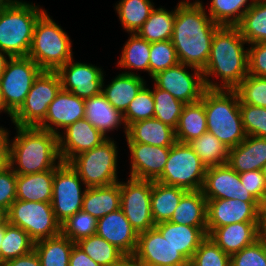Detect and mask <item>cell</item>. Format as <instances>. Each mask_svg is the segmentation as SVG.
Segmentation results:
<instances>
[{"label":"cell","instance_id":"38","mask_svg":"<svg viewBox=\"0 0 266 266\" xmlns=\"http://www.w3.org/2000/svg\"><path fill=\"white\" fill-rule=\"evenodd\" d=\"M188 144L199 156L206 168L227 164L229 148L210 132H205L200 137L191 140Z\"/></svg>","mask_w":266,"mask_h":266},{"label":"cell","instance_id":"32","mask_svg":"<svg viewBox=\"0 0 266 266\" xmlns=\"http://www.w3.org/2000/svg\"><path fill=\"white\" fill-rule=\"evenodd\" d=\"M187 190L152 181L151 213L155 225L169 221Z\"/></svg>","mask_w":266,"mask_h":266},{"label":"cell","instance_id":"63","mask_svg":"<svg viewBox=\"0 0 266 266\" xmlns=\"http://www.w3.org/2000/svg\"><path fill=\"white\" fill-rule=\"evenodd\" d=\"M4 234H5V224L0 226V246H1V242L3 241V238H4Z\"/></svg>","mask_w":266,"mask_h":266},{"label":"cell","instance_id":"1","mask_svg":"<svg viewBox=\"0 0 266 266\" xmlns=\"http://www.w3.org/2000/svg\"><path fill=\"white\" fill-rule=\"evenodd\" d=\"M205 10L200 0L179 2L171 39L179 62L201 71L208 62L214 33L220 27Z\"/></svg>","mask_w":266,"mask_h":266},{"label":"cell","instance_id":"51","mask_svg":"<svg viewBox=\"0 0 266 266\" xmlns=\"http://www.w3.org/2000/svg\"><path fill=\"white\" fill-rule=\"evenodd\" d=\"M17 174L9 164L0 168V207L7 212L11 204L16 200Z\"/></svg>","mask_w":266,"mask_h":266},{"label":"cell","instance_id":"52","mask_svg":"<svg viewBox=\"0 0 266 266\" xmlns=\"http://www.w3.org/2000/svg\"><path fill=\"white\" fill-rule=\"evenodd\" d=\"M242 185L262 205H266V181L261 170L239 174Z\"/></svg>","mask_w":266,"mask_h":266},{"label":"cell","instance_id":"53","mask_svg":"<svg viewBox=\"0 0 266 266\" xmlns=\"http://www.w3.org/2000/svg\"><path fill=\"white\" fill-rule=\"evenodd\" d=\"M248 74L266 78V42L250 44Z\"/></svg>","mask_w":266,"mask_h":266},{"label":"cell","instance_id":"42","mask_svg":"<svg viewBox=\"0 0 266 266\" xmlns=\"http://www.w3.org/2000/svg\"><path fill=\"white\" fill-rule=\"evenodd\" d=\"M76 244L100 266H112L125 255L97 234L82 238Z\"/></svg>","mask_w":266,"mask_h":266},{"label":"cell","instance_id":"29","mask_svg":"<svg viewBox=\"0 0 266 266\" xmlns=\"http://www.w3.org/2000/svg\"><path fill=\"white\" fill-rule=\"evenodd\" d=\"M54 173L55 169H51L29 175H17L16 199L51 203Z\"/></svg>","mask_w":266,"mask_h":266},{"label":"cell","instance_id":"47","mask_svg":"<svg viewBox=\"0 0 266 266\" xmlns=\"http://www.w3.org/2000/svg\"><path fill=\"white\" fill-rule=\"evenodd\" d=\"M242 104L266 108V78L247 75L235 89Z\"/></svg>","mask_w":266,"mask_h":266},{"label":"cell","instance_id":"37","mask_svg":"<svg viewBox=\"0 0 266 266\" xmlns=\"http://www.w3.org/2000/svg\"><path fill=\"white\" fill-rule=\"evenodd\" d=\"M150 0H120L115 6L124 30L135 34L154 9Z\"/></svg>","mask_w":266,"mask_h":266},{"label":"cell","instance_id":"20","mask_svg":"<svg viewBox=\"0 0 266 266\" xmlns=\"http://www.w3.org/2000/svg\"><path fill=\"white\" fill-rule=\"evenodd\" d=\"M84 116V99L61 88L55 99L49 104L45 119L37 127L59 135V127L65 129L83 119Z\"/></svg>","mask_w":266,"mask_h":266},{"label":"cell","instance_id":"16","mask_svg":"<svg viewBox=\"0 0 266 266\" xmlns=\"http://www.w3.org/2000/svg\"><path fill=\"white\" fill-rule=\"evenodd\" d=\"M201 190L207 200L236 199L258 202L242 185L239 173L228 164L208 167Z\"/></svg>","mask_w":266,"mask_h":266},{"label":"cell","instance_id":"22","mask_svg":"<svg viewBox=\"0 0 266 266\" xmlns=\"http://www.w3.org/2000/svg\"><path fill=\"white\" fill-rule=\"evenodd\" d=\"M96 234L116 246L125 255H134L138 233L121 209L97 219Z\"/></svg>","mask_w":266,"mask_h":266},{"label":"cell","instance_id":"65","mask_svg":"<svg viewBox=\"0 0 266 266\" xmlns=\"http://www.w3.org/2000/svg\"><path fill=\"white\" fill-rule=\"evenodd\" d=\"M178 266H193L191 261H187L184 264L178 265Z\"/></svg>","mask_w":266,"mask_h":266},{"label":"cell","instance_id":"41","mask_svg":"<svg viewBox=\"0 0 266 266\" xmlns=\"http://www.w3.org/2000/svg\"><path fill=\"white\" fill-rule=\"evenodd\" d=\"M253 1L247 4L248 0H211L208 15L220 26H237Z\"/></svg>","mask_w":266,"mask_h":266},{"label":"cell","instance_id":"34","mask_svg":"<svg viewBox=\"0 0 266 266\" xmlns=\"http://www.w3.org/2000/svg\"><path fill=\"white\" fill-rule=\"evenodd\" d=\"M75 243L60 233L34 242V250L42 266H69L70 253Z\"/></svg>","mask_w":266,"mask_h":266},{"label":"cell","instance_id":"5","mask_svg":"<svg viewBox=\"0 0 266 266\" xmlns=\"http://www.w3.org/2000/svg\"><path fill=\"white\" fill-rule=\"evenodd\" d=\"M46 10L39 6L16 0L0 7V51L11 57L27 56L38 18Z\"/></svg>","mask_w":266,"mask_h":266},{"label":"cell","instance_id":"36","mask_svg":"<svg viewBox=\"0 0 266 266\" xmlns=\"http://www.w3.org/2000/svg\"><path fill=\"white\" fill-rule=\"evenodd\" d=\"M237 27L247 44L266 42V0H254Z\"/></svg>","mask_w":266,"mask_h":266},{"label":"cell","instance_id":"15","mask_svg":"<svg viewBox=\"0 0 266 266\" xmlns=\"http://www.w3.org/2000/svg\"><path fill=\"white\" fill-rule=\"evenodd\" d=\"M57 73L62 89L84 100L100 94L104 88L103 71L92 64L74 62L72 58Z\"/></svg>","mask_w":266,"mask_h":266},{"label":"cell","instance_id":"59","mask_svg":"<svg viewBox=\"0 0 266 266\" xmlns=\"http://www.w3.org/2000/svg\"><path fill=\"white\" fill-rule=\"evenodd\" d=\"M8 56V58H7ZM11 56L3 51H0V76L2 72L5 70L8 62L10 61ZM8 59V60H7Z\"/></svg>","mask_w":266,"mask_h":266},{"label":"cell","instance_id":"4","mask_svg":"<svg viewBox=\"0 0 266 266\" xmlns=\"http://www.w3.org/2000/svg\"><path fill=\"white\" fill-rule=\"evenodd\" d=\"M204 104L207 130L227 148H233L246 138L240 114V100L235 90L206 89Z\"/></svg>","mask_w":266,"mask_h":266},{"label":"cell","instance_id":"45","mask_svg":"<svg viewBox=\"0 0 266 266\" xmlns=\"http://www.w3.org/2000/svg\"><path fill=\"white\" fill-rule=\"evenodd\" d=\"M176 49L171 40L153 42L150 46L149 75L158 73L179 64Z\"/></svg>","mask_w":266,"mask_h":266},{"label":"cell","instance_id":"7","mask_svg":"<svg viewBox=\"0 0 266 266\" xmlns=\"http://www.w3.org/2000/svg\"><path fill=\"white\" fill-rule=\"evenodd\" d=\"M111 138L91 150L73 157L68 163L78 173L85 188L104 187L118 183V150Z\"/></svg>","mask_w":266,"mask_h":266},{"label":"cell","instance_id":"13","mask_svg":"<svg viewBox=\"0 0 266 266\" xmlns=\"http://www.w3.org/2000/svg\"><path fill=\"white\" fill-rule=\"evenodd\" d=\"M120 209L139 234L155 227L151 213L152 181L130 178L120 182Z\"/></svg>","mask_w":266,"mask_h":266},{"label":"cell","instance_id":"27","mask_svg":"<svg viewBox=\"0 0 266 266\" xmlns=\"http://www.w3.org/2000/svg\"><path fill=\"white\" fill-rule=\"evenodd\" d=\"M84 105V118L87 119L105 137H107V131L109 132L118 128L122 123H124V132L126 135L127 127L125 125L123 113L115 109L102 92L85 99Z\"/></svg>","mask_w":266,"mask_h":266},{"label":"cell","instance_id":"28","mask_svg":"<svg viewBox=\"0 0 266 266\" xmlns=\"http://www.w3.org/2000/svg\"><path fill=\"white\" fill-rule=\"evenodd\" d=\"M146 81L134 72H122L102 89L103 95L117 110L124 113Z\"/></svg>","mask_w":266,"mask_h":266},{"label":"cell","instance_id":"12","mask_svg":"<svg viewBox=\"0 0 266 266\" xmlns=\"http://www.w3.org/2000/svg\"><path fill=\"white\" fill-rule=\"evenodd\" d=\"M81 182L83 183L78 173L69 163L61 162L55 168L51 205L60 224L82 210L86 188L81 190Z\"/></svg>","mask_w":266,"mask_h":266},{"label":"cell","instance_id":"50","mask_svg":"<svg viewBox=\"0 0 266 266\" xmlns=\"http://www.w3.org/2000/svg\"><path fill=\"white\" fill-rule=\"evenodd\" d=\"M230 266H266V243L260 238L230 256Z\"/></svg>","mask_w":266,"mask_h":266},{"label":"cell","instance_id":"8","mask_svg":"<svg viewBox=\"0 0 266 266\" xmlns=\"http://www.w3.org/2000/svg\"><path fill=\"white\" fill-rule=\"evenodd\" d=\"M206 169L188 143L176 141L170 147L163 173L156 181L187 191L201 190Z\"/></svg>","mask_w":266,"mask_h":266},{"label":"cell","instance_id":"33","mask_svg":"<svg viewBox=\"0 0 266 266\" xmlns=\"http://www.w3.org/2000/svg\"><path fill=\"white\" fill-rule=\"evenodd\" d=\"M207 119L201 100L185 104L175 129L176 141L189 143L207 132Z\"/></svg>","mask_w":266,"mask_h":266},{"label":"cell","instance_id":"26","mask_svg":"<svg viewBox=\"0 0 266 266\" xmlns=\"http://www.w3.org/2000/svg\"><path fill=\"white\" fill-rule=\"evenodd\" d=\"M127 143H143L159 147H171L175 142V130L156 118L130 124L126 133Z\"/></svg>","mask_w":266,"mask_h":266},{"label":"cell","instance_id":"55","mask_svg":"<svg viewBox=\"0 0 266 266\" xmlns=\"http://www.w3.org/2000/svg\"><path fill=\"white\" fill-rule=\"evenodd\" d=\"M2 266H42L35 250L30 253L11 259L2 264Z\"/></svg>","mask_w":266,"mask_h":266},{"label":"cell","instance_id":"56","mask_svg":"<svg viewBox=\"0 0 266 266\" xmlns=\"http://www.w3.org/2000/svg\"><path fill=\"white\" fill-rule=\"evenodd\" d=\"M9 133L7 129L0 127V168L8 165L9 156Z\"/></svg>","mask_w":266,"mask_h":266},{"label":"cell","instance_id":"18","mask_svg":"<svg viewBox=\"0 0 266 266\" xmlns=\"http://www.w3.org/2000/svg\"><path fill=\"white\" fill-rule=\"evenodd\" d=\"M262 204L236 199L207 200V235L217 227L241 222H260Z\"/></svg>","mask_w":266,"mask_h":266},{"label":"cell","instance_id":"14","mask_svg":"<svg viewBox=\"0 0 266 266\" xmlns=\"http://www.w3.org/2000/svg\"><path fill=\"white\" fill-rule=\"evenodd\" d=\"M188 67L194 70V74L185 69ZM152 79L158 88L185 104L201 100L206 90L202 71L182 63L158 73Z\"/></svg>","mask_w":266,"mask_h":266},{"label":"cell","instance_id":"11","mask_svg":"<svg viewBox=\"0 0 266 266\" xmlns=\"http://www.w3.org/2000/svg\"><path fill=\"white\" fill-rule=\"evenodd\" d=\"M42 69L28 56L11 57L0 76V90L8 110L14 114L24 103Z\"/></svg>","mask_w":266,"mask_h":266},{"label":"cell","instance_id":"62","mask_svg":"<svg viewBox=\"0 0 266 266\" xmlns=\"http://www.w3.org/2000/svg\"><path fill=\"white\" fill-rule=\"evenodd\" d=\"M16 0H0V7L1 6H7L11 5L15 2Z\"/></svg>","mask_w":266,"mask_h":266},{"label":"cell","instance_id":"39","mask_svg":"<svg viewBox=\"0 0 266 266\" xmlns=\"http://www.w3.org/2000/svg\"><path fill=\"white\" fill-rule=\"evenodd\" d=\"M34 250V241L20 227L5 223V234L0 246L1 265L8 260L26 255Z\"/></svg>","mask_w":266,"mask_h":266},{"label":"cell","instance_id":"3","mask_svg":"<svg viewBox=\"0 0 266 266\" xmlns=\"http://www.w3.org/2000/svg\"><path fill=\"white\" fill-rule=\"evenodd\" d=\"M15 129L17 135L13 142L9 139L8 164L17 175L55 169L62 162L58 149V135L37 126H16Z\"/></svg>","mask_w":266,"mask_h":266},{"label":"cell","instance_id":"60","mask_svg":"<svg viewBox=\"0 0 266 266\" xmlns=\"http://www.w3.org/2000/svg\"><path fill=\"white\" fill-rule=\"evenodd\" d=\"M2 111L6 112L10 116V118H11V120L13 122V114L6 107L5 102L3 100V96H2L1 90H0V113Z\"/></svg>","mask_w":266,"mask_h":266},{"label":"cell","instance_id":"21","mask_svg":"<svg viewBox=\"0 0 266 266\" xmlns=\"http://www.w3.org/2000/svg\"><path fill=\"white\" fill-rule=\"evenodd\" d=\"M131 154L130 178L156 181L163 173L170 147L127 143Z\"/></svg>","mask_w":266,"mask_h":266},{"label":"cell","instance_id":"61","mask_svg":"<svg viewBox=\"0 0 266 266\" xmlns=\"http://www.w3.org/2000/svg\"><path fill=\"white\" fill-rule=\"evenodd\" d=\"M8 221V213L5 209L0 207V226L4 225Z\"/></svg>","mask_w":266,"mask_h":266},{"label":"cell","instance_id":"23","mask_svg":"<svg viewBox=\"0 0 266 266\" xmlns=\"http://www.w3.org/2000/svg\"><path fill=\"white\" fill-rule=\"evenodd\" d=\"M260 222H241L214 228L211 238L226 254L233 255L259 239Z\"/></svg>","mask_w":266,"mask_h":266},{"label":"cell","instance_id":"10","mask_svg":"<svg viewBox=\"0 0 266 266\" xmlns=\"http://www.w3.org/2000/svg\"><path fill=\"white\" fill-rule=\"evenodd\" d=\"M8 223L25 230L37 242L61 233L51 203L15 200L8 210Z\"/></svg>","mask_w":266,"mask_h":266},{"label":"cell","instance_id":"2","mask_svg":"<svg viewBox=\"0 0 266 266\" xmlns=\"http://www.w3.org/2000/svg\"><path fill=\"white\" fill-rule=\"evenodd\" d=\"M237 26H220L214 33L206 67L202 71L206 89L235 90L248 75V49ZM222 79L221 85L208 77Z\"/></svg>","mask_w":266,"mask_h":266},{"label":"cell","instance_id":"31","mask_svg":"<svg viewBox=\"0 0 266 266\" xmlns=\"http://www.w3.org/2000/svg\"><path fill=\"white\" fill-rule=\"evenodd\" d=\"M169 221L191 227H207V199L202 190L187 191Z\"/></svg>","mask_w":266,"mask_h":266},{"label":"cell","instance_id":"9","mask_svg":"<svg viewBox=\"0 0 266 266\" xmlns=\"http://www.w3.org/2000/svg\"><path fill=\"white\" fill-rule=\"evenodd\" d=\"M62 88L57 71L42 70L35 78L24 103L13 114L18 127L38 126L46 117L49 104Z\"/></svg>","mask_w":266,"mask_h":266},{"label":"cell","instance_id":"40","mask_svg":"<svg viewBox=\"0 0 266 266\" xmlns=\"http://www.w3.org/2000/svg\"><path fill=\"white\" fill-rule=\"evenodd\" d=\"M150 46L151 43L140 38L136 33L130 34V38L123 47L118 66L149 73Z\"/></svg>","mask_w":266,"mask_h":266},{"label":"cell","instance_id":"64","mask_svg":"<svg viewBox=\"0 0 266 266\" xmlns=\"http://www.w3.org/2000/svg\"><path fill=\"white\" fill-rule=\"evenodd\" d=\"M261 172L265 178V181H266V163L263 165L262 169H261Z\"/></svg>","mask_w":266,"mask_h":266},{"label":"cell","instance_id":"49","mask_svg":"<svg viewBox=\"0 0 266 266\" xmlns=\"http://www.w3.org/2000/svg\"><path fill=\"white\" fill-rule=\"evenodd\" d=\"M239 107L246 135L266 138V108L241 102Z\"/></svg>","mask_w":266,"mask_h":266},{"label":"cell","instance_id":"54","mask_svg":"<svg viewBox=\"0 0 266 266\" xmlns=\"http://www.w3.org/2000/svg\"><path fill=\"white\" fill-rule=\"evenodd\" d=\"M69 266H100L92 260L76 243L70 253Z\"/></svg>","mask_w":266,"mask_h":266},{"label":"cell","instance_id":"30","mask_svg":"<svg viewBox=\"0 0 266 266\" xmlns=\"http://www.w3.org/2000/svg\"><path fill=\"white\" fill-rule=\"evenodd\" d=\"M120 181L118 183L85 189L82 210L99 219L120 209Z\"/></svg>","mask_w":266,"mask_h":266},{"label":"cell","instance_id":"44","mask_svg":"<svg viewBox=\"0 0 266 266\" xmlns=\"http://www.w3.org/2000/svg\"><path fill=\"white\" fill-rule=\"evenodd\" d=\"M96 232L97 219L83 210L76 212L61 224V233L74 243L95 235Z\"/></svg>","mask_w":266,"mask_h":266},{"label":"cell","instance_id":"25","mask_svg":"<svg viewBox=\"0 0 266 266\" xmlns=\"http://www.w3.org/2000/svg\"><path fill=\"white\" fill-rule=\"evenodd\" d=\"M155 227L164 239L178 249L188 261L191 260L201 242L208 236L207 227H191L170 221L156 224Z\"/></svg>","mask_w":266,"mask_h":266},{"label":"cell","instance_id":"6","mask_svg":"<svg viewBox=\"0 0 266 266\" xmlns=\"http://www.w3.org/2000/svg\"><path fill=\"white\" fill-rule=\"evenodd\" d=\"M72 55L69 36L45 11L35 24L27 56L42 70L57 71Z\"/></svg>","mask_w":266,"mask_h":266},{"label":"cell","instance_id":"19","mask_svg":"<svg viewBox=\"0 0 266 266\" xmlns=\"http://www.w3.org/2000/svg\"><path fill=\"white\" fill-rule=\"evenodd\" d=\"M64 136L58 135L61 161L68 163L76 155L101 145L105 137L87 119L83 118L65 128Z\"/></svg>","mask_w":266,"mask_h":266},{"label":"cell","instance_id":"24","mask_svg":"<svg viewBox=\"0 0 266 266\" xmlns=\"http://www.w3.org/2000/svg\"><path fill=\"white\" fill-rule=\"evenodd\" d=\"M266 163V138L246 136L229 149L227 164L237 173L261 170Z\"/></svg>","mask_w":266,"mask_h":266},{"label":"cell","instance_id":"48","mask_svg":"<svg viewBox=\"0 0 266 266\" xmlns=\"http://www.w3.org/2000/svg\"><path fill=\"white\" fill-rule=\"evenodd\" d=\"M190 261L193 266H230V255L207 236Z\"/></svg>","mask_w":266,"mask_h":266},{"label":"cell","instance_id":"35","mask_svg":"<svg viewBox=\"0 0 266 266\" xmlns=\"http://www.w3.org/2000/svg\"><path fill=\"white\" fill-rule=\"evenodd\" d=\"M176 8L167 11L164 8L153 9L148 19L136 34L149 43L171 40L173 35Z\"/></svg>","mask_w":266,"mask_h":266},{"label":"cell","instance_id":"57","mask_svg":"<svg viewBox=\"0 0 266 266\" xmlns=\"http://www.w3.org/2000/svg\"><path fill=\"white\" fill-rule=\"evenodd\" d=\"M112 266H143L134 255H124Z\"/></svg>","mask_w":266,"mask_h":266},{"label":"cell","instance_id":"46","mask_svg":"<svg viewBox=\"0 0 266 266\" xmlns=\"http://www.w3.org/2000/svg\"><path fill=\"white\" fill-rule=\"evenodd\" d=\"M154 104L152 90L145 84L123 113L126 127L138 121L154 118Z\"/></svg>","mask_w":266,"mask_h":266},{"label":"cell","instance_id":"17","mask_svg":"<svg viewBox=\"0 0 266 266\" xmlns=\"http://www.w3.org/2000/svg\"><path fill=\"white\" fill-rule=\"evenodd\" d=\"M134 256L143 266H178L188 261L156 227L138 234Z\"/></svg>","mask_w":266,"mask_h":266},{"label":"cell","instance_id":"58","mask_svg":"<svg viewBox=\"0 0 266 266\" xmlns=\"http://www.w3.org/2000/svg\"><path fill=\"white\" fill-rule=\"evenodd\" d=\"M259 238L266 243V205L262 206L260 212Z\"/></svg>","mask_w":266,"mask_h":266},{"label":"cell","instance_id":"43","mask_svg":"<svg viewBox=\"0 0 266 266\" xmlns=\"http://www.w3.org/2000/svg\"><path fill=\"white\" fill-rule=\"evenodd\" d=\"M152 95L155 103L154 118L175 130L185 103L174 98L169 92L158 88L155 84Z\"/></svg>","mask_w":266,"mask_h":266}]
</instances>
